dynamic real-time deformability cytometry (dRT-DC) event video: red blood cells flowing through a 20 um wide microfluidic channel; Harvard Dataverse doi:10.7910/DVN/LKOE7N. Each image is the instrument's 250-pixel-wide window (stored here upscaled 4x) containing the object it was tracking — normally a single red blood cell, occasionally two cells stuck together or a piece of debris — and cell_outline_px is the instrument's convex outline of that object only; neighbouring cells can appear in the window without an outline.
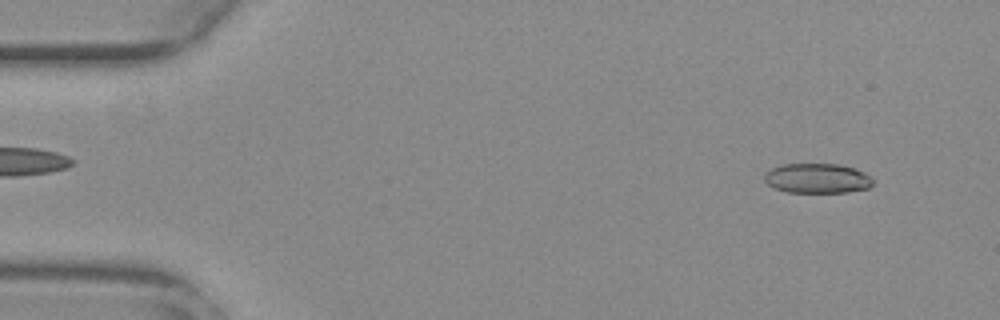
{"species": "common noctule bat (a hibernating species)", "species_latin": "Nyctalus noctula", "temperature_condition": "warm", "stored_images_in_passage": 54, "camera_frame_rate_fps": 3000, "um_per_image_px": 0.085, "animal": {"sex": "female", "body_mass_g": 29.2, "forearm_length_mm": 56.3}, "frame": {"image": 1, "passage_image": 4, "time_ms": 1.0, "image_size_px": [1000, 320], "cell_outline_px": [[876, 180], [868, 188], [848, 192], [788, 192], [776, 188], [768, 184], [764, 180], [764, 172], [780, 164], [840, 164], [856, 168], [864, 172]], "centroid_in_image_um": [69.49, 15.14], "position_along_channel_um": 15.5, "area_um2": 19.02}}
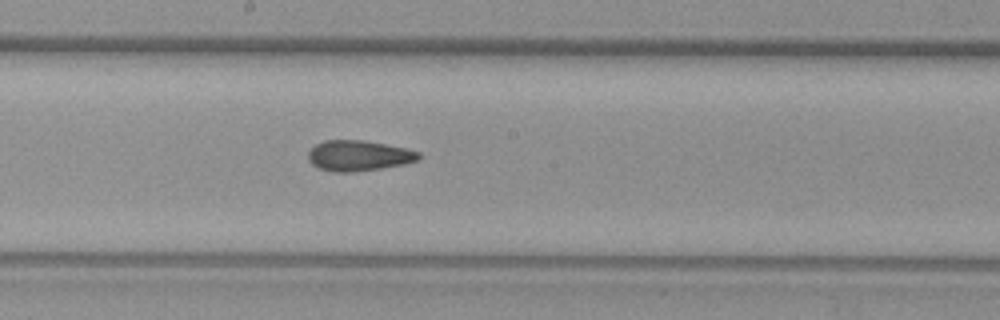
{"frame": {"image": 2, "passage_image": 29, "time_ms": 9.333, "image_size_px": [1000, 320], "cell_outline_px": [[420, 160], [404, 164], [380, 168], [352, 172], [332, 172], [316, 168], [308, 160], [308, 152], [316, 144], [324, 140], [360, 140], [384, 144], [404, 148], [420, 152]], "centroid_in_image_um": [30.45, 13.24], "position_along_channel_um": 217.7, "area_um2": 19.65}}
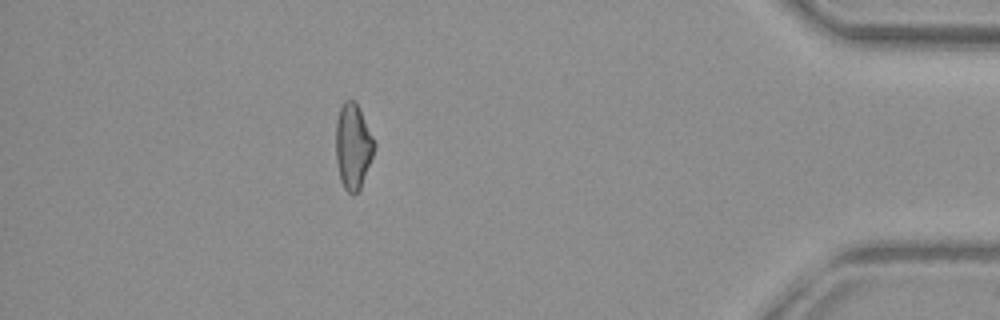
{"frame": {"image": 3, "passage_image": 48, "time_ms": 15.667, "image_size_px": [1000, 320], "cell_outline_px": [[376, 144], [372, 156], [360, 188], [352, 196], [344, 188], [340, 180], [336, 160], [336, 120], [340, 108], [344, 100], [352, 100], [360, 108]], "centroid_in_image_um": [29.99, 12.43], "position_along_channel_um": 405.2, "area_um2": 19.02}, "authors_computed_cell_mechanics": {"area_um2": 19.6809, "velocity_mm_per_s": 3.7635, "shape_relaxation_time_tau1_ms": null, "shape_relaxation_time_tau2_ms": 3.1834, "deformation_change_tau1": null, "deformation_change_tau2": 0.1081}}